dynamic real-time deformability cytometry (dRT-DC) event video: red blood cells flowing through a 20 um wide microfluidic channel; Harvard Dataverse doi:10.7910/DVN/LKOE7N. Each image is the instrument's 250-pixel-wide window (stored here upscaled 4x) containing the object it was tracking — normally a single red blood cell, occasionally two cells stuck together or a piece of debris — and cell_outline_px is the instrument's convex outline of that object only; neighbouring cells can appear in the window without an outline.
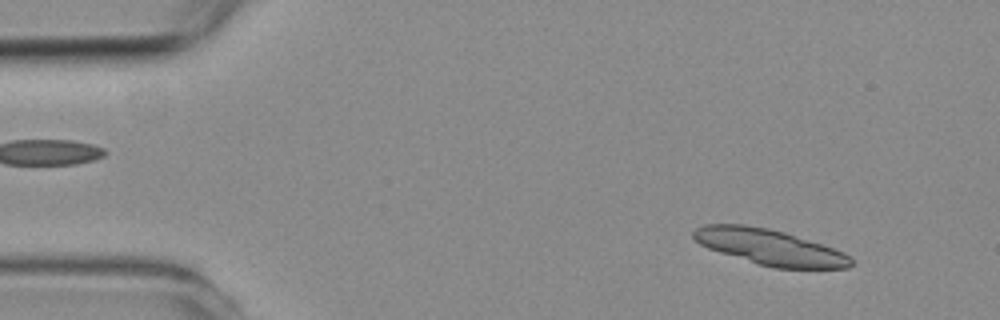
{"species": "common noctule bat (a hibernating species)", "species_latin": "Nyctalus noctula", "temperature_condition": "room temperature", "stored_images_in_passage": 3, "camera_frame_rate_fps": 3000, "um_per_image_px": 0.085, "animal": {"sex": "female", "body_mass_g": 19.3, "forearm_length_mm": 54.1}, "frame": {"image": 1, "passage_image": 1, "time_ms": 0.0, "image_size_px": [1000, 320], "cell_outline_px": [[852, 264], [848, 268], [772, 268], [720, 252], [708, 248], [700, 244], [692, 236], [692, 232], [696, 228], [704, 224], [744, 224], [768, 228], [784, 232], [844, 252], [852, 260]], "centroid_in_image_um": [65.39, 21.0], "position_along_channel_um": 19.6, "area_um2": 32.37}}